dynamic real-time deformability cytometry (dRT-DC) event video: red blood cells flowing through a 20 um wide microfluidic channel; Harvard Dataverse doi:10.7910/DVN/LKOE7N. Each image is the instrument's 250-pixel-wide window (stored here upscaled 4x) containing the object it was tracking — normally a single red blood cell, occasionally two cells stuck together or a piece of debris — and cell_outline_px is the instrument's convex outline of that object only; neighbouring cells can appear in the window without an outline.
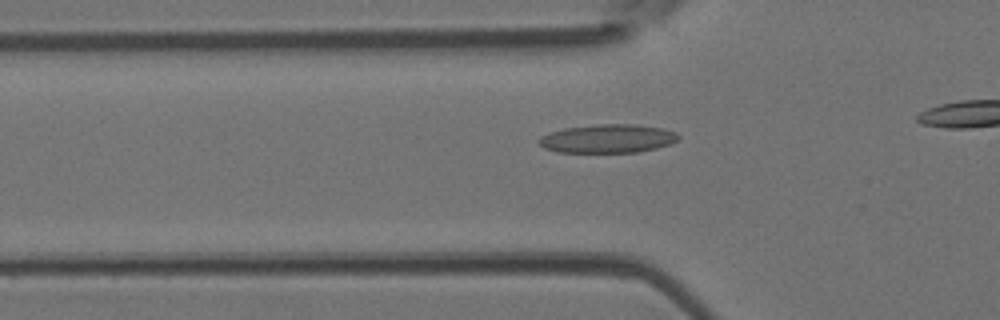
{"species": "Egyptian fruit bat (a non-hibernating species)", "species_latin": "Rousettus aegyptiacus", "temperature_condition": "room temperature", "stored_images_in_passage": 20, "camera_frame_rate_fps": 3000, "um_per_image_px": 0.085, "animal": {"sex": "female"}, "frame": {"image": 1, "passage_image": 9, "time_ms": 2.667, "image_size_px": [1000, 320], "cell_outline_px": [[680, 136], [676, 140], [668, 144], [656, 148], [636, 152], [556, 152], [544, 148], [536, 140], [540, 136], [564, 128], [596, 124], [636, 124], [660, 128], [676, 132]], "centroid_in_image_um": [51.62, 11.78], "position_along_channel_um": 74.2, "area_um2": 23.12}}
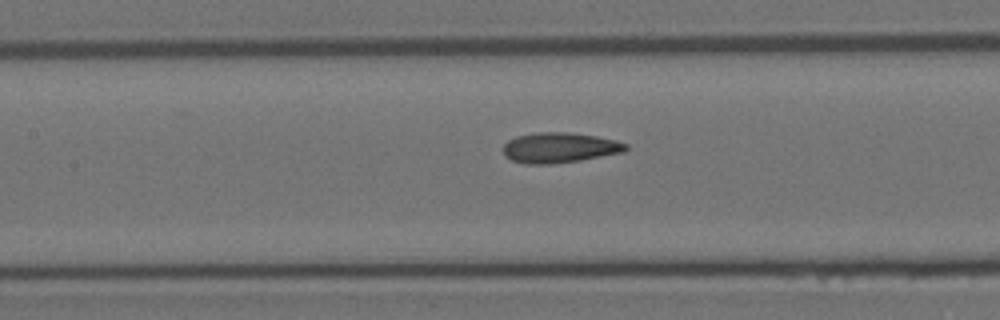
{"frame": {"image": 2, "passage_image": 15, "time_ms": 4.667, "image_size_px": [1000, 320], "cell_outline_px": [[628, 148], [624, 152], [580, 160], [548, 164], [524, 164], [512, 160], [504, 156], [504, 144], [508, 140], [516, 136], [536, 132], [568, 132], [596, 136], [616, 140], [628, 144]], "centroid_in_image_um": [47.55, 12.55], "position_along_channel_um": 159.8, "area_um2": 21.68}}
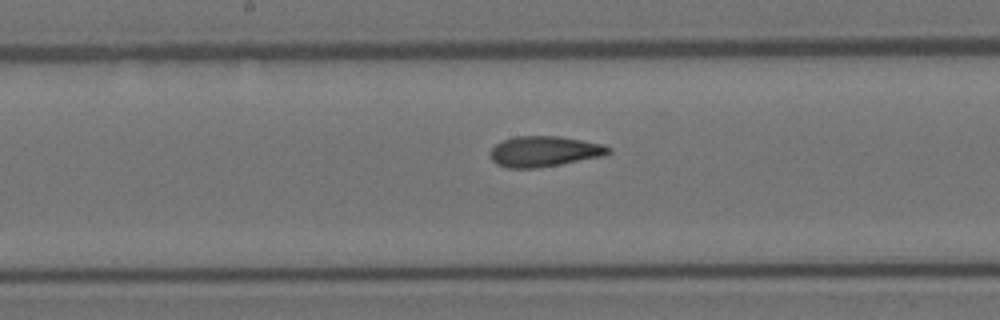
{"frame": {"image": 3, "passage_image": 18, "time_ms": 5.667, "image_size_px": [1000, 320], "cell_outline_px": [[612, 152], [604, 156], [560, 164], [536, 168], [508, 168], [496, 164], [488, 156], [488, 152], [496, 144], [504, 140], [516, 136], [560, 136], [600, 144], [612, 148]], "centroid_in_image_um": [46.23, 12.87], "position_along_channel_um": 202.0, "area_um2": 21.1}}